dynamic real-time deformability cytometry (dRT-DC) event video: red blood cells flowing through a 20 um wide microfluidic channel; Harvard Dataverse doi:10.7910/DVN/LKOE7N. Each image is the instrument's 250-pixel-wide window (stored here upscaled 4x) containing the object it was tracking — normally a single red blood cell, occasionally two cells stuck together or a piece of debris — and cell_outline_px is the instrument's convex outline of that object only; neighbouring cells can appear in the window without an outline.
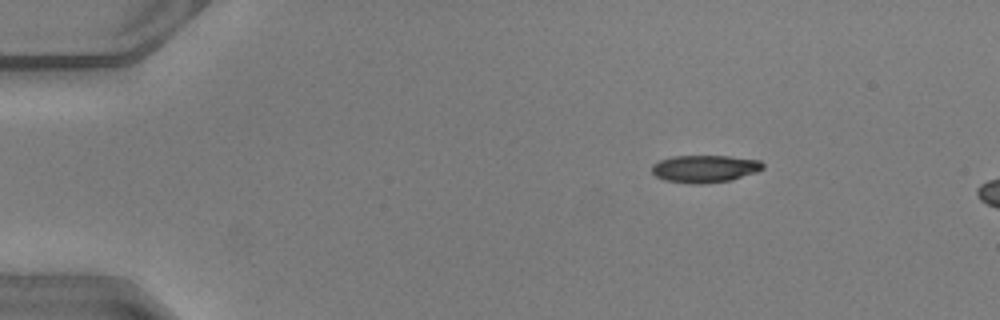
{"species": "common noctule bat (a hibernating species)", "species_latin": "Nyctalus noctula", "temperature_condition": "warm", "stored_images_in_passage": 10, "camera_frame_rate_fps": 3000, "um_per_image_px": 0.085, "animal": {"sex": "male", "body_mass_g": 20.5, "forearm_length_mm": 52.5}, "frame": {"image": 1, "passage_image": 4, "time_ms": 1.0, "image_size_px": [1000, 320], "cell_outline_px": [[764, 168], [756, 172], [732, 180], [704, 184], [692, 184], [664, 180], [656, 176], [652, 172], [652, 164], [660, 160], [672, 156], [728, 156], [760, 160], [764, 164]], "centroid_in_image_um": [59.91, 14.35], "position_along_channel_um": 25.1, "area_um2": 17.86}}